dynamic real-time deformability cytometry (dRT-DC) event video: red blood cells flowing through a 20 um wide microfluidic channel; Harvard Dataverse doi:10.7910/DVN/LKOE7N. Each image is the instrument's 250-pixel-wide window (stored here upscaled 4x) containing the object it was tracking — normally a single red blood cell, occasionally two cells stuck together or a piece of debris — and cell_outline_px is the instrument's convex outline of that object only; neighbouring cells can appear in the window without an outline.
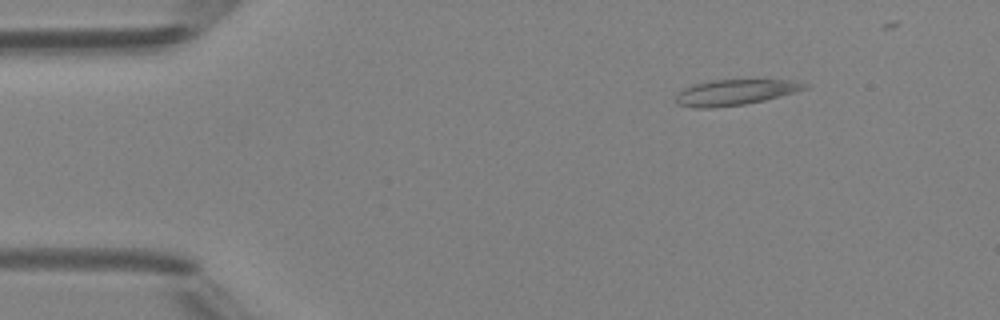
{"species": "Egyptian fruit bat (a non-hibernating species)", "species_latin": "Rousettus aegyptiacus", "temperature_condition": "room temperature", "stored_images_in_passage": 41, "camera_frame_rate_fps": 3000, "um_per_image_px": 0.085, "animal": {"sex": "female"}, "frame": {"image": 1, "passage_image": 2, "time_ms": 0.333, "image_size_px": [1000, 320], "cell_outline_px": [[808, 88], [764, 100], [744, 104], [708, 108], [696, 108], [676, 104], [676, 96], [684, 88], [696, 84], [716, 80], [784, 80], [808, 84]], "centroid_in_image_um": [62.45, 7.85], "position_along_channel_um": 22.6, "area_um2": 18.73}}
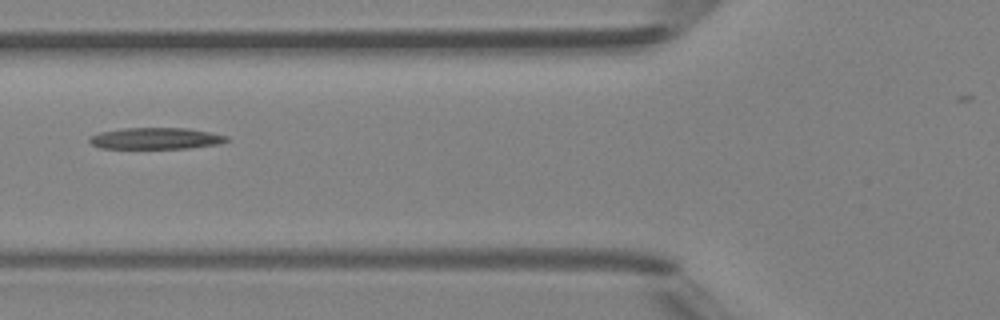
{"frame": {"image": 2, "passage_image": 14, "time_ms": 4.333, "image_size_px": [1000, 320], "cell_outline_px": [[228, 140], [216, 144], [188, 148], [100, 148], [92, 144], [88, 140], [92, 136], [100, 132], [124, 128], [188, 128], [228, 136]], "centroid_in_image_um": [13.22, 11.76], "position_along_channel_um": 112.6, "area_um2": 16.88}}
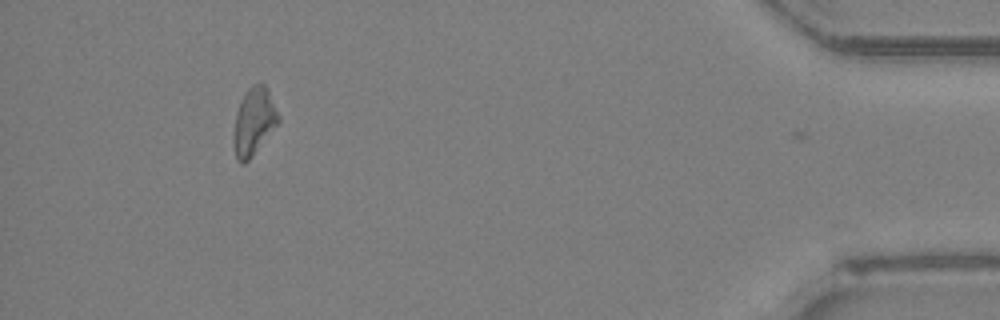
{"frame": {"image": 3, "passage_image": 40, "time_ms": 13.0, "image_size_px": [1000, 320], "cell_outline_px": [[280, 120], [252, 156], [244, 164], [240, 164], [236, 160], [232, 144], [232, 136], [236, 112], [244, 92], [252, 84], [264, 84], [268, 88], [280, 116]], "centroid_in_image_um": [21.54, 10.33], "position_along_channel_um": 413.7, "area_um2": 17.8}}